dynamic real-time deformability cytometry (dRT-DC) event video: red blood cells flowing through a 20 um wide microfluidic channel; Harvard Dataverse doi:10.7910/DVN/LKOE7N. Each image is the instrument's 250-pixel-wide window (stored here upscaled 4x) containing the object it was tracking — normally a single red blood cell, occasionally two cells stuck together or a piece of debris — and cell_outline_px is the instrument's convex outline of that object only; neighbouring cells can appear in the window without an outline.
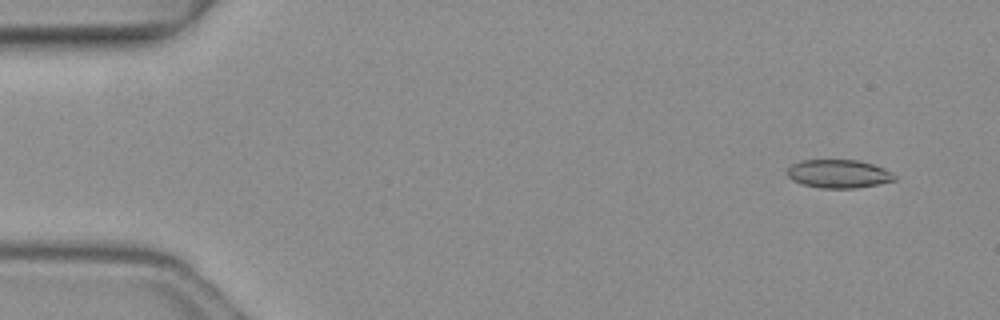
{"species": "common noctule bat (a hibernating species)", "species_latin": "Nyctalus noctula", "temperature_condition": "warm", "stored_images_in_passage": 4, "camera_frame_rate_fps": 3000, "um_per_image_px": 0.085, "animal": {"sex": "female", "body_mass_g": 19.3, "forearm_length_mm": 54.1}, "frame": {"image": 1, "passage_image": 1, "time_ms": 0.0, "image_size_px": [1000, 320], "cell_outline_px": [[896, 180], [856, 188], [820, 188], [804, 184], [792, 180], [788, 176], [788, 168], [792, 164], [800, 160], [856, 160], [872, 164], [884, 168], [892, 172], [896, 176]], "centroid_in_image_um": [71.28, 14.77], "position_along_channel_um": 13.7, "area_um2": 17.63}}
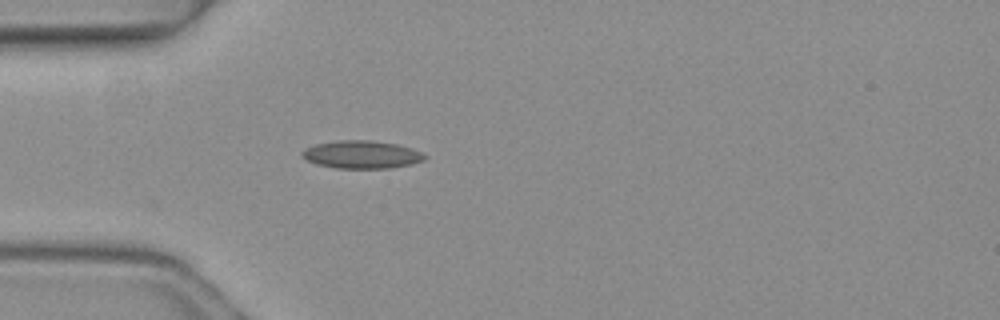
{"frame": {"image": 2, "passage_image": 4, "time_ms": 1.0, "image_size_px": [1000, 320], "cell_outline_px": [[428, 156], [424, 160], [412, 164], [392, 168], [336, 168], [316, 164], [300, 156], [300, 152], [304, 148], [316, 144], [340, 140], [368, 140], [396, 144], [412, 148]], "centroid_in_image_um": [30.73, 13.14], "position_along_channel_um": 54.3, "area_um2": 19.94}}